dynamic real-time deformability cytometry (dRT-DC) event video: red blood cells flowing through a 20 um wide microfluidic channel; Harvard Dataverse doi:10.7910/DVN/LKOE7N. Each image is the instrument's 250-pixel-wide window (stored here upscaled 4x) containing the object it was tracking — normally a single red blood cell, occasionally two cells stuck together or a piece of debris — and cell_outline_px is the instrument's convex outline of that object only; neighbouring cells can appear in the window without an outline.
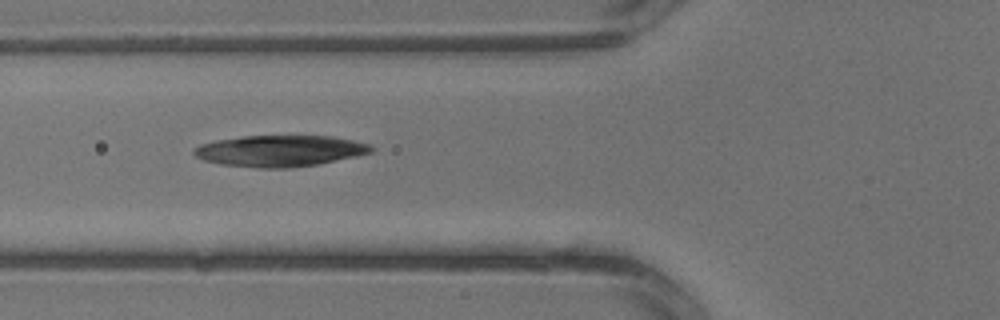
{"species": "common noctule bat (a hibernating species)", "species_latin": "Nyctalus noctula", "temperature_condition": "warm", "stored_images_in_passage": 3, "camera_frame_rate_fps": 3000, "um_per_image_px": 0.085, "animal": {"sex": "male", "body_mass_g": 13.3}, "frame": {"image": 1, "passage_image": 3, "time_ms": 0.667, "image_size_px": [1000, 320], "cell_outline_px": [[376, 148], [372, 152], [356, 156], [316, 164], [284, 168], [260, 168], [220, 164], [204, 160], [196, 156], [192, 152], [192, 148], [200, 144], [216, 140], [244, 136], [332, 136], [372, 144]], "centroid_in_image_um": [23.79, 12.82], "position_along_channel_um": 102.0, "area_um2": 32.25}}